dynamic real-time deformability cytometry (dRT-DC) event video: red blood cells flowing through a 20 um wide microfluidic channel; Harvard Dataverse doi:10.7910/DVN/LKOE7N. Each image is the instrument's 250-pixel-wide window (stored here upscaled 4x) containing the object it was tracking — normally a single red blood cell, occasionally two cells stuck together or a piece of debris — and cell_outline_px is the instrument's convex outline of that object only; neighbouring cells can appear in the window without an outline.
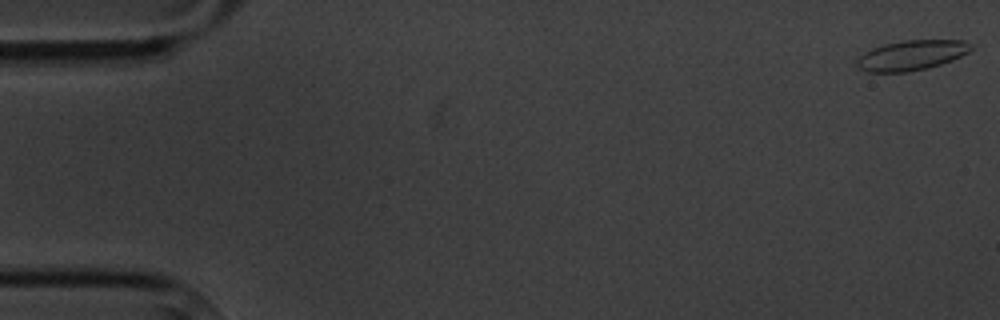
{"species": "common noctule bat (a hibernating species)", "species_latin": "Nyctalus noctula", "temperature_condition": "cold", "stored_images_in_passage": 6, "camera_frame_rate_fps": 3000, "um_per_image_px": 0.085, "animal": {"sex": "male", "body_mass_g": 20.1, "forearm_length_mm": 53.5}, "frame": {"image": 1, "passage_image": 1, "time_ms": 0.0, "image_size_px": [1000, 320], "cell_outline_px": [[976, 48], [952, 60], [940, 64], [908, 72], [868, 72], [860, 68], [856, 64], [856, 60], [860, 56], [872, 48], [884, 44], [904, 40], [964, 40]], "centroid_in_image_um": [77.49, 4.69], "position_along_channel_um": 7.5, "area_um2": 19.83}}
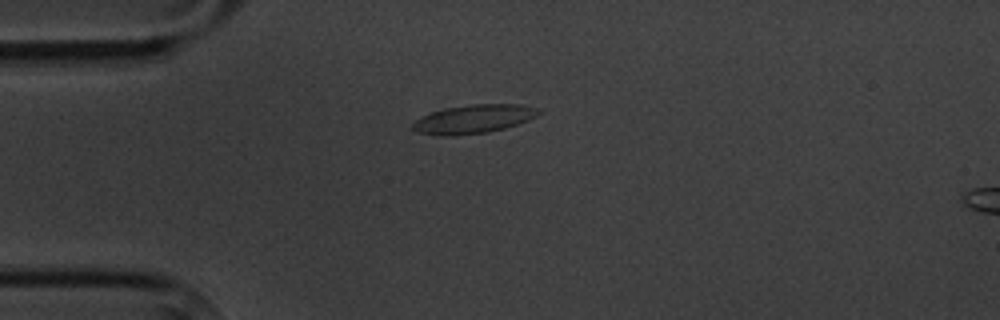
{"frame": {"image": 2, "passage_image": 4, "time_ms": 4.667, "image_size_px": [1000, 320], "cell_outline_px": [[540, 112], [536, 116], [528, 120], [504, 128], [488, 132], [452, 136], [440, 136], [416, 132], [412, 128], [412, 124], [416, 120], [432, 112], [448, 108], [468, 104], [520, 104], [536, 108]], "centroid_in_image_um": [40.23, 10.12], "position_along_channel_um": 44.8, "area_um2": 20.81}}
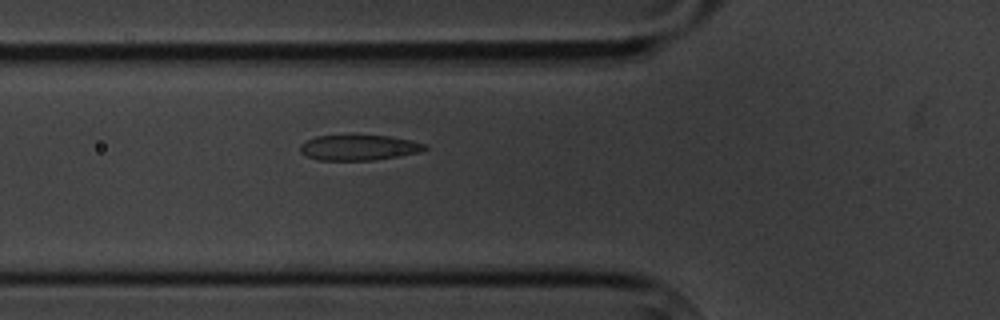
{"frame": {"image": 3, "passage_image": 6, "time_ms": 6.667, "image_size_px": [1000, 320], "cell_outline_px": [[428, 148], [420, 152], [400, 156], [372, 160], [316, 160], [304, 156], [300, 152], [300, 144], [316, 136], [388, 136], [412, 140], [428, 144]], "centroid_in_image_um": [30.52, 12.56], "position_along_channel_um": 95.3, "area_um2": 18.5}}